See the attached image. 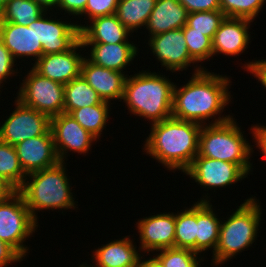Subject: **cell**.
<instances>
[{
    "label": "cell",
    "instance_id": "6da1fadb",
    "mask_svg": "<svg viewBox=\"0 0 266 267\" xmlns=\"http://www.w3.org/2000/svg\"><path fill=\"white\" fill-rule=\"evenodd\" d=\"M196 67L194 66V74L184 86L177 88L175 83L172 117L206 125L207 120L222 114L231 101L228 91L231 81L226 75Z\"/></svg>",
    "mask_w": 266,
    "mask_h": 267
},
{
    "label": "cell",
    "instance_id": "7a4b0ae2",
    "mask_svg": "<svg viewBox=\"0 0 266 267\" xmlns=\"http://www.w3.org/2000/svg\"><path fill=\"white\" fill-rule=\"evenodd\" d=\"M151 125L144 151L168 170L185 172L198 155L202 125L173 117Z\"/></svg>",
    "mask_w": 266,
    "mask_h": 267
},
{
    "label": "cell",
    "instance_id": "3957f363",
    "mask_svg": "<svg viewBox=\"0 0 266 267\" xmlns=\"http://www.w3.org/2000/svg\"><path fill=\"white\" fill-rule=\"evenodd\" d=\"M165 75L146 70L126 77L123 101L129 111L151 124L172 117L175 84Z\"/></svg>",
    "mask_w": 266,
    "mask_h": 267
},
{
    "label": "cell",
    "instance_id": "277c9868",
    "mask_svg": "<svg viewBox=\"0 0 266 267\" xmlns=\"http://www.w3.org/2000/svg\"><path fill=\"white\" fill-rule=\"evenodd\" d=\"M65 164V161H59L52 167L28 174L17 190L36 221L38 210L75 209L76 201L71 192Z\"/></svg>",
    "mask_w": 266,
    "mask_h": 267
},
{
    "label": "cell",
    "instance_id": "5b68a950",
    "mask_svg": "<svg viewBox=\"0 0 266 267\" xmlns=\"http://www.w3.org/2000/svg\"><path fill=\"white\" fill-rule=\"evenodd\" d=\"M231 115L202 125L199 135V152L202 157L238 164L247 174L252 164L249 159L254 145L244 138L242 131Z\"/></svg>",
    "mask_w": 266,
    "mask_h": 267
},
{
    "label": "cell",
    "instance_id": "8992f818",
    "mask_svg": "<svg viewBox=\"0 0 266 267\" xmlns=\"http://www.w3.org/2000/svg\"><path fill=\"white\" fill-rule=\"evenodd\" d=\"M256 200L255 196L245 199L227 221L221 222L219 241L211 264L223 265L255 242L262 214L261 206Z\"/></svg>",
    "mask_w": 266,
    "mask_h": 267
},
{
    "label": "cell",
    "instance_id": "52a82bcc",
    "mask_svg": "<svg viewBox=\"0 0 266 267\" xmlns=\"http://www.w3.org/2000/svg\"><path fill=\"white\" fill-rule=\"evenodd\" d=\"M37 224L18 191L0 200V239L12 246L22 257L29 250L23 243L35 232Z\"/></svg>",
    "mask_w": 266,
    "mask_h": 267
},
{
    "label": "cell",
    "instance_id": "ba28073f",
    "mask_svg": "<svg viewBox=\"0 0 266 267\" xmlns=\"http://www.w3.org/2000/svg\"><path fill=\"white\" fill-rule=\"evenodd\" d=\"M22 80L18 96L24 105L50 118L64 113V85L41 76L33 68Z\"/></svg>",
    "mask_w": 266,
    "mask_h": 267
},
{
    "label": "cell",
    "instance_id": "9c48e42d",
    "mask_svg": "<svg viewBox=\"0 0 266 267\" xmlns=\"http://www.w3.org/2000/svg\"><path fill=\"white\" fill-rule=\"evenodd\" d=\"M15 110L0 126V141L15 146L50 131L51 118L15 99Z\"/></svg>",
    "mask_w": 266,
    "mask_h": 267
},
{
    "label": "cell",
    "instance_id": "30bf717a",
    "mask_svg": "<svg viewBox=\"0 0 266 267\" xmlns=\"http://www.w3.org/2000/svg\"><path fill=\"white\" fill-rule=\"evenodd\" d=\"M184 173L208 190L226 188L248 175L238 164L202 157L199 154Z\"/></svg>",
    "mask_w": 266,
    "mask_h": 267
},
{
    "label": "cell",
    "instance_id": "8fae6325",
    "mask_svg": "<svg viewBox=\"0 0 266 267\" xmlns=\"http://www.w3.org/2000/svg\"><path fill=\"white\" fill-rule=\"evenodd\" d=\"M50 131L58 159L62 162L67 159L66 155L69 151L85 155L91 149L93 141H97V138L67 113L51 117Z\"/></svg>",
    "mask_w": 266,
    "mask_h": 267
},
{
    "label": "cell",
    "instance_id": "7c38bea8",
    "mask_svg": "<svg viewBox=\"0 0 266 267\" xmlns=\"http://www.w3.org/2000/svg\"><path fill=\"white\" fill-rule=\"evenodd\" d=\"M148 45L162 67L172 73L196 63L188 53L182 28L151 36Z\"/></svg>",
    "mask_w": 266,
    "mask_h": 267
},
{
    "label": "cell",
    "instance_id": "4fadbf2b",
    "mask_svg": "<svg viewBox=\"0 0 266 267\" xmlns=\"http://www.w3.org/2000/svg\"><path fill=\"white\" fill-rule=\"evenodd\" d=\"M47 11L35 21V34L43 48V55L70 50L80 40L78 24L46 18Z\"/></svg>",
    "mask_w": 266,
    "mask_h": 267
},
{
    "label": "cell",
    "instance_id": "5bb4252c",
    "mask_svg": "<svg viewBox=\"0 0 266 267\" xmlns=\"http://www.w3.org/2000/svg\"><path fill=\"white\" fill-rule=\"evenodd\" d=\"M78 48H85L81 40L68 51L42 55L32 68L41 76L65 85L80 76L84 56L77 53Z\"/></svg>",
    "mask_w": 266,
    "mask_h": 267
},
{
    "label": "cell",
    "instance_id": "9a60e30c",
    "mask_svg": "<svg viewBox=\"0 0 266 267\" xmlns=\"http://www.w3.org/2000/svg\"><path fill=\"white\" fill-rule=\"evenodd\" d=\"M140 238V249L152 252L174 247L175 238V214L160 213L145 217L136 222Z\"/></svg>",
    "mask_w": 266,
    "mask_h": 267
},
{
    "label": "cell",
    "instance_id": "2e32d148",
    "mask_svg": "<svg viewBox=\"0 0 266 267\" xmlns=\"http://www.w3.org/2000/svg\"><path fill=\"white\" fill-rule=\"evenodd\" d=\"M14 147L26 175L52 167L59 162L51 131L24 140Z\"/></svg>",
    "mask_w": 266,
    "mask_h": 267
},
{
    "label": "cell",
    "instance_id": "e0dca14e",
    "mask_svg": "<svg viewBox=\"0 0 266 267\" xmlns=\"http://www.w3.org/2000/svg\"><path fill=\"white\" fill-rule=\"evenodd\" d=\"M80 75L103 101L110 103L111 100L123 99L127 77L124 73L96 65L85 56Z\"/></svg>",
    "mask_w": 266,
    "mask_h": 267
},
{
    "label": "cell",
    "instance_id": "ac0fdd59",
    "mask_svg": "<svg viewBox=\"0 0 266 267\" xmlns=\"http://www.w3.org/2000/svg\"><path fill=\"white\" fill-rule=\"evenodd\" d=\"M251 22L245 18L225 17L212 40L213 55H241L250 43Z\"/></svg>",
    "mask_w": 266,
    "mask_h": 267
},
{
    "label": "cell",
    "instance_id": "d6986e66",
    "mask_svg": "<svg viewBox=\"0 0 266 267\" xmlns=\"http://www.w3.org/2000/svg\"><path fill=\"white\" fill-rule=\"evenodd\" d=\"M0 40L15 61L25 56L34 57L36 62L43 55L42 45L35 34V21L29 26L0 22Z\"/></svg>",
    "mask_w": 266,
    "mask_h": 267
},
{
    "label": "cell",
    "instance_id": "ffe728a7",
    "mask_svg": "<svg viewBox=\"0 0 266 267\" xmlns=\"http://www.w3.org/2000/svg\"><path fill=\"white\" fill-rule=\"evenodd\" d=\"M84 47L91 46L89 56H86L92 63L107 69L116 70L125 74V69L132 60L136 58L138 49L136 44L121 42L116 44L108 43H82ZM124 71V72H123Z\"/></svg>",
    "mask_w": 266,
    "mask_h": 267
},
{
    "label": "cell",
    "instance_id": "44dd1931",
    "mask_svg": "<svg viewBox=\"0 0 266 267\" xmlns=\"http://www.w3.org/2000/svg\"><path fill=\"white\" fill-rule=\"evenodd\" d=\"M88 22L90 25H78L82 43L129 42L128 36L131 32L118 20L116 14L96 17Z\"/></svg>",
    "mask_w": 266,
    "mask_h": 267
},
{
    "label": "cell",
    "instance_id": "7402d4cb",
    "mask_svg": "<svg viewBox=\"0 0 266 267\" xmlns=\"http://www.w3.org/2000/svg\"><path fill=\"white\" fill-rule=\"evenodd\" d=\"M137 247L133 244L128 236L123 239H116L100 248L95 249L91 258L95 261V265L88 267H138L141 255L136 250Z\"/></svg>",
    "mask_w": 266,
    "mask_h": 267
},
{
    "label": "cell",
    "instance_id": "603a6c76",
    "mask_svg": "<svg viewBox=\"0 0 266 267\" xmlns=\"http://www.w3.org/2000/svg\"><path fill=\"white\" fill-rule=\"evenodd\" d=\"M188 14L178 0H157L146 24L149 36L183 28Z\"/></svg>",
    "mask_w": 266,
    "mask_h": 267
},
{
    "label": "cell",
    "instance_id": "cb8c5ba5",
    "mask_svg": "<svg viewBox=\"0 0 266 267\" xmlns=\"http://www.w3.org/2000/svg\"><path fill=\"white\" fill-rule=\"evenodd\" d=\"M208 198L206 195L197 201L196 253L198 254L210 248L214 253L219 241L222 221L214 213Z\"/></svg>",
    "mask_w": 266,
    "mask_h": 267
},
{
    "label": "cell",
    "instance_id": "d4e9b609",
    "mask_svg": "<svg viewBox=\"0 0 266 267\" xmlns=\"http://www.w3.org/2000/svg\"><path fill=\"white\" fill-rule=\"evenodd\" d=\"M157 0H119L116 10L118 20L131 32L146 27Z\"/></svg>",
    "mask_w": 266,
    "mask_h": 267
},
{
    "label": "cell",
    "instance_id": "484cf974",
    "mask_svg": "<svg viewBox=\"0 0 266 267\" xmlns=\"http://www.w3.org/2000/svg\"><path fill=\"white\" fill-rule=\"evenodd\" d=\"M64 93V113L67 114L72 110L98 105L103 101L81 75L64 85Z\"/></svg>",
    "mask_w": 266,
    "mask_h": 267
},
{
    "label": "cell",
    "instance_id": "4316f807",
    "mask_svg": "<svg viewBox=\"0 0 266 267\" xmlns=\"http://www.w3.org/2000/svg\"><path fill=\"white\" fill-rule=\"evenodd\" d=\"M110 103L102 101L98 105L72 110L69 115L73 117L78 124L95 138L101 137V132L106 126L109 118Z\"/></svg>",
    "mask_w": 266,
    "mask_h": 267
},
{
    "label": "cell",
    "instance_id": "83f0119b",
    "mask_svg": "<svg viewBox=\"0 0 266 267\" xmlns=\"http://www.w3.org/2000/svg\"><path fill=\"white\" fill-rule=\"evenodd\" d=\"M174 247L196 252L197 202L182 212L175 213Z\"/></svg>",
    "mask_w": 266,
    "mask_h": 267
},
{
    "label": "cell",
    "instance_id": "f1b7e54d",
    "mask_svg": "<svg viewBox=\"0 0 266 267\" xmlns=\"http://www.w3.org/2000/svg\"><path fill=\"white\" fill-rule=\"evenodd\" d=\"M46 12L33 0H9L0 12V22L29 26Z\"/></svg>",
    "mask_w": 266,
    "mask_h": 267
},
{
    "label": "cell",
    "instance_id": "f546056e",
    "mask_svg": "<svg viewBox=\"0 0 266 267\" xmlns=\"http://www.w3.org/2000/svg\"><path fill=\"white\" fill-rule=\"evenodd\" d=\"M0 176L16 191L23 185L26 174L13 145L0 141Z\"/></svg>",
    "mask_w": 266,
    "mask_h": 267
},
{
    "label": "cell",
    "instance_id": "4dcf8cb0",
    "mask_svg": "<svg viewBox=\"0 0 266 267\" xmlns=\"http://www.w3.org/2000/svg\"><path fill=\"white\" fill-rule=\"evenodd\" d=\"M225 14L221 10L192 12L188 14L186 25L208 36L213 40L215 32L225 19Z\"/></svg>",
    "mask_w": 266,
    "mask_h": 267
},
{
    "label": "cell",
    "instance_id": "1f68e13d",
    "mask_svg": "<svg viewBox=\"0 0 266 267\" xmlns=\"http://www.w3.org/2000/svg\"><path fill=\"white\" fill-rule=\"evenodd\" d=\"M190 57L196 62H204L213 56L212 40L203 33L193 31L185 25L182 28Z\"/></svg>",
    "mask_w": 266,
    "mask_h": 267
},
{
    "label": "cell",
    "instance_id": "d6a6232c",
    "mask_svg": "<svg viewBox=\"0 0 266 267\" xmlns=\"http://www.w3.org/2000/svg\"><path fill=\"white\" fill-rule=\"evenodd\" d=\"M160 253L154 256L162 267H200L201 261L197 260L198 253L191 249L171 247L159 250Z\"/></svg>",
    "mask_w": 266,
    "mask_h": 267
},
{
    "label": "cell",
    "instance_id": "836d02e7",
    "mask_svg": "<svg viewBox=\"0 0 266 267\" xmlns=\"http://www.w3.org/2000/svg\"><path fill=\"white\" fill-rule=\"evenodd\" d=\"M266 0H220V10L226 17L254 21Z\"/></svg>",
    "mask_w": 266,
    "mask_h": 267
},
{
    "label": "cell",
    "instance_id": "e575fe53",
    "mask_svg": "<svg viewBox=\"0 0 266 267\" xmlns=\"http://www.w3.org/2000/svg\"><path fill=\"white\" fill-rule=\"evenodd\" d=\"M119 0H87L84 17L89 20L96 17L112 15L116 13Z\"/></svg>",
    "mask_w": 266,
    "mask_h": 267
},
{
    "label": "cell",
    "instance_id": "d590c367",
    "mask_svg": "<svg viewBox=\"0 0 266 267\" xmlns=\"http://www.w3.org/2000/svg\"><path fill=\"white\" fill-rule=\"evenodd\" d=\"M14 63L15 60L13 59L11 53L6 48L5 44L0 40V88L3 81L6 82L7 78L17 73V70L15 72L13 68L16 65Z\"/></svg>",
    "mask_w": 266,
    "mask_h": 267
},
{
    "label": "cell",
    "instance_id": "8d00e7d4",
    "mask_svg": "<svg viewBox=\"0 0 266 267\" xmlns=\"http://www.w3.org/2000/svg\"><path fill=\"white\" fill-rule=\"evenodd\" d=\"M188 11L205 12L220 10V0H178Z\"/></svg>",
    "mask_w": 266,
    "mask_h": 267
},
{
    "label": "cell",
    "instance_id": "74e56055",
    "mask_svg": "<svg viewBox=\"0 0 266 267\" xmlns=\"http://www.w3.org/2000/svg\"><path fill=\"white\" fill-rule=\"evenodd\" d=\"M24 258L8 243L0 239V267L22 261Z\"/></svg>",
    "mask_w": 266,
    "mask_h": 267
},
{
    "label": "cell",
    "instance_id": "f35d334b",
    "mask_svg": "<svg viewBox=\"0 0 266 267\" xmlns=\"http://www.w3.org/2000/svg\"><path fill=\"white\" fill-rule=\"evenodd\" d=\"M87 0H59L58 2V10H64L65 13L69 15H82L85 11Z\"/></svg>",
    "mask_w": 266,
    "mask_h": 267
},
{
    "label": "cell",
    "instance_id": "ab89813d",
    "mask_svg": "<svg viewBox=\"0 0 266 267\" xmlns=\"http://www.w3.org/2000/svg\"><path fill=\"white\" fill-rule=\"evenodd\" d=\"M243 66L247 72L249 71L253 76L258 78V81L266 88V59L248 62Z\"/></svg>",
    "mask_w": 266,
    "mask_h": 267
},
{
    "label": "cell",
    "instance_id": "60d3db41",
    "mask_svg": "<svg viewBox=\"0 0 266 267\" xmlns=\"http://www.w3.org/2000/svg\"><path fill=\"white\" fill-rule=\"evenodd\" d=\"M250 130H252L251 133L254 136V142L259 150H261L263 157L266 159V126L261 125H253Z\"/></svg>",
    "mask_w": 266,
    "mask_h": 267
},
{
    "label": "cell",
    "instance_id": "b9f144b4",
    "mask_svg": "<svg viewBox=\"0 0 266 267\" xmlns=\"http://www.w3.org/2000/svg\"><path fill=\"white\" fill-rule=\"evenodd\" d=\"M16 190L0 176V200L9 197Z\"/></svg>",
    "mask_w": 266,
    "mask_h": 267
},
{
    "label": "cell",
    "instance_id": "7bdbcfd3",
    "mask_svg": "<svg viewBox=\"0 0 266 267\" xmlns=\"http://www.w3.org/2000/svg\"><path fill=\"white\" fill-rule=\"evenodd\" d=\"M143 256H141L138 267H162L160 262L153 256L147 260H141Z\"/></svg>",
    "mask_w": 266,
    "mask_h": 267
},
{
    "label": "cell",
    "instance_id": "ee69618b",
    "mask_svg": "<svg viewBox=\"0 0 266 267\" xmlns=\"http://www.w3.org/2000/svg\"><path fill=\"white\" fill-rule=\"evenodd\" d=\"M36 3H38L43 9L46 11H50L49 9H52L55 7L57 8L59 0H33Z\"/></svg>",
    "mask_w": 266,
    "mask_h": 267
},
{
    "label": "cell",
    "instance_id": "f6af8a7d",
    "mask_svg": "<svg viewBox=\"0 0 266 267\" xmlns=\"http://www.w3.org/2000/svg\"><path fill=\"white\" fill-rule=\"evenodd\" d=\"M9 0H0V12L6 6Z\"/></svg>",
    "mask_w": 266,
    "mask_h": 267
},
{
    "label": "cell",
    "instance_id": "bcb514c9",
    "mask_svg": "<svg viewBox=\"0 0 266 267\" xmlns=\"http://www.w3.org/2000/svg\"><path fill=\"white\" fill-rule=\"evenodd\" d=\"M87 264L85 263V264H82V265H79L80 267H88V266H86Z\"/></svg>",
    "mask_w": 266,
    "mask_h": 267
}]
</instances>
